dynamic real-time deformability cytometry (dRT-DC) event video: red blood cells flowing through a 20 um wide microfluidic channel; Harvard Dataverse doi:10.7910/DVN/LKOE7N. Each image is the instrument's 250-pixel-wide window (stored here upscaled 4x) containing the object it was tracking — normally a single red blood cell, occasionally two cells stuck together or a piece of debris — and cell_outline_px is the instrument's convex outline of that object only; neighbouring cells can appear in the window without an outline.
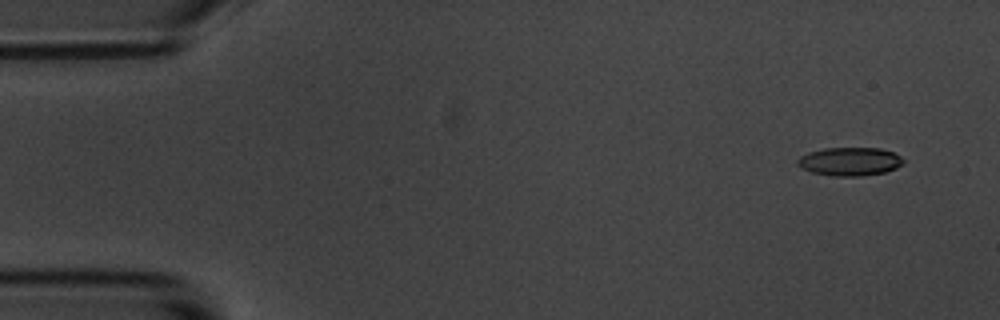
{"species": "common noctule bat (a hibernating species)", "species_latin": "Nyctalus noctula", "temperature_condition": "room temperature", "stored_images_in_passage": 5, "camera_frame_rate_fps": 3000, "um_per_image_px": 0.085, "animal": {"sex": "male", "body_mass_g": 20.1, "forearm_length_mm": 53.5}, "frame": {"image": 1, "passage_image": 1, "time_ms": 0.0, "image_size_px": [1000, 320], "cell_outline_px": [[904, 164], [896, 168], [884, 172], [860, 176], [832, 176], [812, 172], [800, 168], [796, 164], [796, 160], [800, 156], [808, 152], [824, 148], [880, 148], [892, 152], [900, 156], [904, 160]], "centroid_in_image_um": [72.2, 13.73], "position_along_channel_um": 12.8, "area_um2": 17.63}}
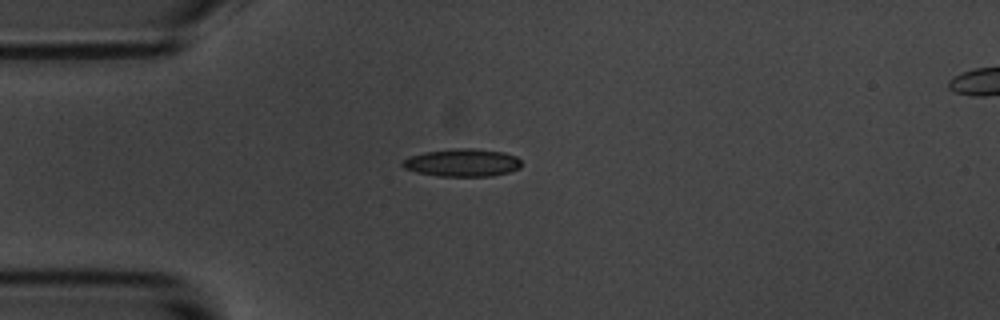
{"frame": {"image": 2, "passage_image": 4, "time_ms": 3.667, "image_size_px": [1000, 320], "cell_outline_px": [[520, 168], [508, 172], [492, 176], [440, 176], [416, 172], [404, 168], [400, 164], [408, 156], [424, 152], [456, 148], [476, 148], [504, 152], [516, 156], [520, 160]], "centroid_in_image_um": [39.29, 13.82], "position_along_channel_um": 45.7, "area_um2": 19.31}}
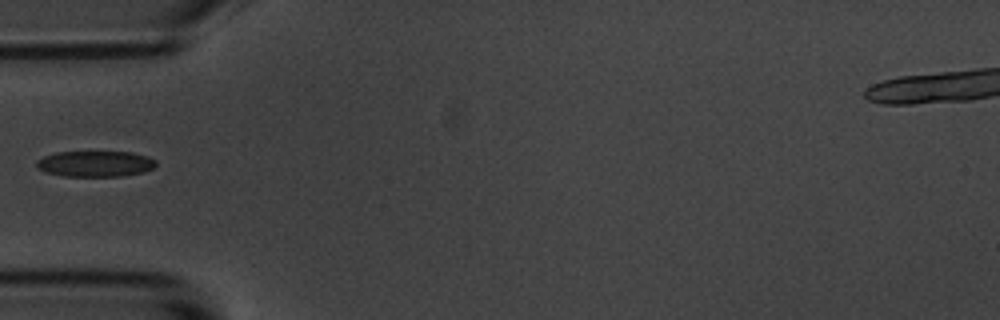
{"frame": {"image": 3, "passage_image": 5, "time_ms": 5.0, "image_size_px": [1000, 320], "cell_outline_px": [[156, 164], [152, 168], [144, 172], [124, 176], [64, 176], [48, 172], [36, 168], [36, 160], [44, 156], [56, 152], [132, 152], [148, 156], [156, 160]], "centroid_in_image_um": [8.11, 13.92], "position_along_channel_um": 76.9, "area_um2": 18.03}}